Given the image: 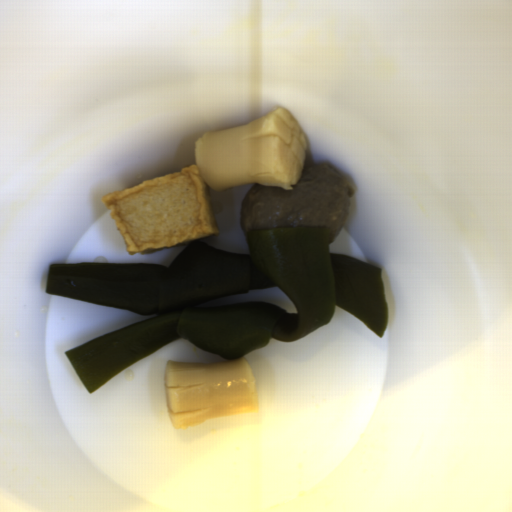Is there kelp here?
<instances>
[{
	"mask_svg": "<svg viewBox=\"0 0 512 512\" xmlns=\"http://www.w3.org/2000/svg\"><path fill=\"white\" fill-rule=\"evenodd\" d=\"M246 241L249 254L197 241L167 266L50 263L46 293L149 316L65 352L89 392L179 339L228 362L267 347L271 339L305 338L330 323L336 307L385 336L382 268L331 254L327 227L261 229ZM275 286L298 314L261 301L198 306Z\"/></svg>",
	"mask_w": 512,
	"mask_h": 512,
	"instance_id": "99668d17",
	"label": "kelp"
}]
</instances>
